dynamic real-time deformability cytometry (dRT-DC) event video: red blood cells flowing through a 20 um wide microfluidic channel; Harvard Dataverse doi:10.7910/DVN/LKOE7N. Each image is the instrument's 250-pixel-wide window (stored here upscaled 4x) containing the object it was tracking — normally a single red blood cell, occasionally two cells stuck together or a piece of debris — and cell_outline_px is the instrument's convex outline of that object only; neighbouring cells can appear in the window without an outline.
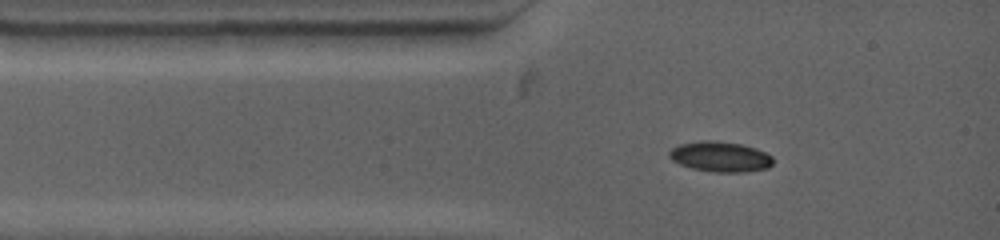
{"species": "common noctule bat (a hibernating species)", "species_latin": "Nyctalus noctula", "temperature_condition": "warm", "stored_images_in_passage": 2, "camera_frame_rate_fps": 4500, "um_per_image_px": 0.085, "animal": {"sex": "female", "body_mass_g": 19.0, "forearm_length_mm": 53.3}, "frame": {"image": 1, "passage_image": 1, "time_ms": 0.0, "image_size_px": [1000, 240], "cell_outline_px": [[772, 164], [768, 168], [744, 172], [712, 172], [692, 168], [680, 164], [672, 160], [668, 156], [668, 152], [672, 148], [680, 144], [700, 140], [716, 140], [740, 144], [756, 148], [772, 156]], "centroid_in_image_um": [61.2, 13.31], "position_along_channel_um": 23.8, "area_um2": 18.38}}
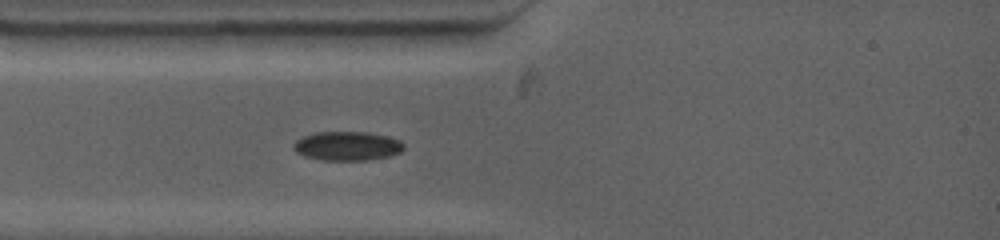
{"frame": {"image": 2, "passage_image": 2, "time_ms": 1.111, "image_size_px": [1000, 240], "cell_outline_px": [[404, 148], [400, 152], [388, 156], [368, 160], [320, 160], [304, 156], [296, 152], [292, 148], [292, 144], [296, 140], [304, 136], [316, 132], [368, 132], [388, 136], [400, 140], [404, 144]], "centroid_in_image_um": [29.5, 12.41], "position_along_channel_um": 55.5, "area_um2": 18.79}}